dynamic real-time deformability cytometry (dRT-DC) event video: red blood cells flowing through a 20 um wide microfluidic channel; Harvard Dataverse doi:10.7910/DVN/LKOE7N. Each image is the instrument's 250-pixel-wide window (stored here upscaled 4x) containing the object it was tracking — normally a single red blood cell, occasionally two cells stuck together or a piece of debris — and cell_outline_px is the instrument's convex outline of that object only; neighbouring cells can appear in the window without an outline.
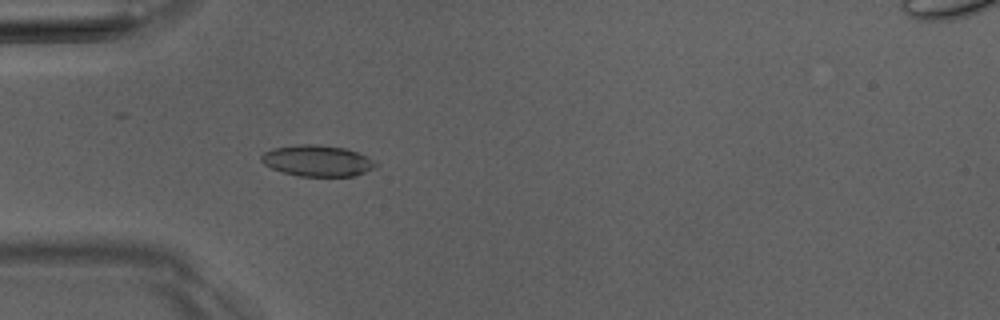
{"species": "Egyptian fruit bat (a non-hibernating species)", "species_latin": "Rousettus aegyptiacus", "temperature_condition": "room temperature", "stored_images_in_passage": 4, "camera_frame_rate_fps": 3000, "um_per_image_px": 0.085, "animal": {"sex": "male"}, "frame": {"image": 1, "passage_image": 4, "time_ms": 3.333, "image_size_px": [1000, 320], "cell_outline_px": [[380, 164], [364, 172], [352, 176], [296, 176], [272, 168], [264, 164], [260, 160], [260, 156], [264, 152], [272, 148], [300, 144], [316, 144], [344, 148], [368, 156]], "centroid_in_image_um": [26.96, 13.66], "position_along_channel_um": 58.0, "area_um2": 20.75}}